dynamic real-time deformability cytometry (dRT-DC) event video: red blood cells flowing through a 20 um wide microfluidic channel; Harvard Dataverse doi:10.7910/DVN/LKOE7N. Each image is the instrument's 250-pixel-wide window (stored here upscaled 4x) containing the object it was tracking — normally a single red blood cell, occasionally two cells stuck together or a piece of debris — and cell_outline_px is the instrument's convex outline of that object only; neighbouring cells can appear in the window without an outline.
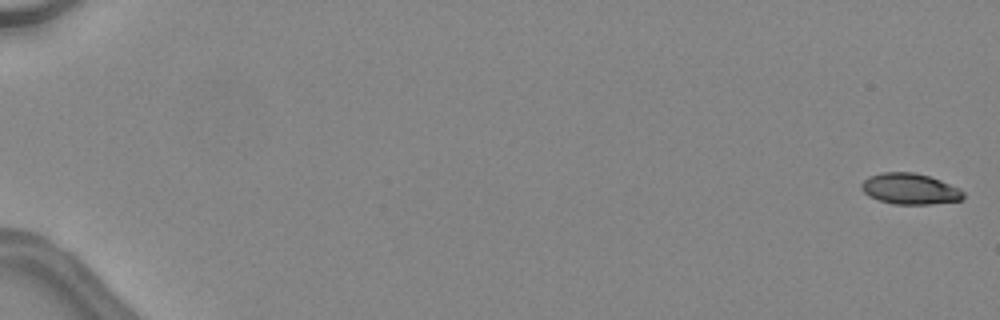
{"species": "common noctule bat (a hibernating species)", "species_latin": "Nyctalus noctula", "temperature_condition": "warm", "stored_images_in_passage": 49, "segment_of_instrument_passage": [1, 2], "camera_frame_rate_fps": 3000, "um_per_image_px": 0.085, "animal": {"sex": "female", "body_mass_g": 24.6, "forearm_length_mm": 56.2}, "frame": {"image": 1, "passage_image": 1, "time_ms": 0.0, "image_size_px": [1000, 320], "cell_outline_px": [[964, 196], [960, 200], [928, 204], [892, 204], [868, 196], [860, 188], [860, 184], [868, 176], [880, 172], [912, 172], [928, 176], [940, 180], [960, 188], [964, 192]], "centroid_in_image_um": [77.31, 16.04], "position_along_channel_um": 7.7, "area_um2": 18.38}}
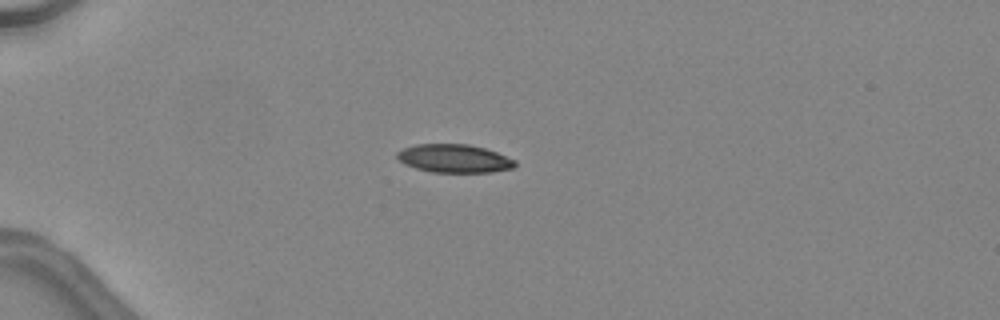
{"frame": {"image": 2, "passage_image": 15, "time_ms": 4.667, "image_size_px": [1000, 320], "cell_outline_px": [[516, 168], [492, 172], [432, 172], [416, 168], [404, 164], [396, 156], [396, 152], [404, 148], [416, 144], [468, 144], [484, 148], [496, 152], [516, 160]], "centroid_in_image_um": [38.63, 13.47], "position_along_channel_um": 46.4, "area_um2": 19.48}}
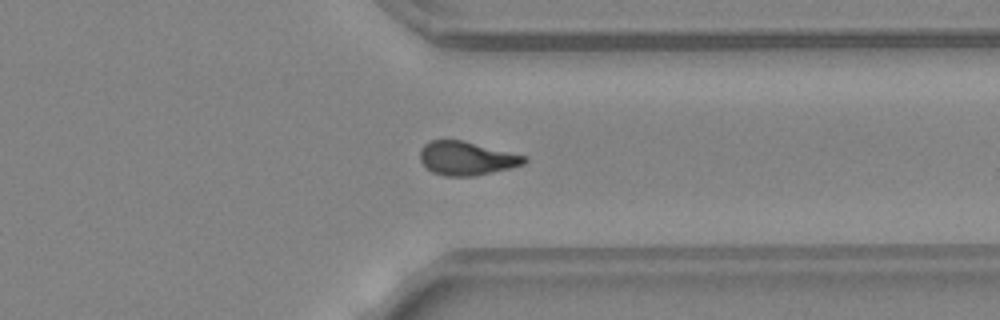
{"frame": {"image": 3, "passage_image": 39, "time_ms": 12.667, "image_size_px": [1000, 320], "cell_outline_px": [[528, 160], [524, 164], [512, 168], [472, 176], [444, 176], [432, 172], [420, 160], [420, 152], [424, 144], [432, 140], [464, 140], [528, 156]], "centroid_in_image_um": [39.7, 13.45], "position_along_channel_um": 371.7, "area_um2": 20.58}}